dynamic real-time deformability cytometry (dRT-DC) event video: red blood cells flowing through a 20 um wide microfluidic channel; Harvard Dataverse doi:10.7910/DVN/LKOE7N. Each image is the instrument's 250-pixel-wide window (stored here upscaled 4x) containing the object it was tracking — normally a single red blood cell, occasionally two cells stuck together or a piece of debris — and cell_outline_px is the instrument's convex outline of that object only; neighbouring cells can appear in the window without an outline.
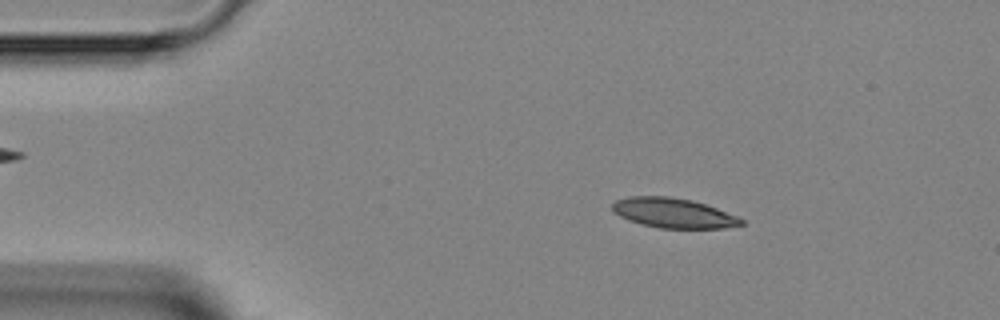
{"species": "Egyptian fruit bat (a non-hibernating species)", "species_latin": "Rousettus aegyptiacus", "temperature_condition": "room temperature", "stored_images_in_passage": 20, "camera_frame_rate_fps": 3000, "um_per_image_px": 0.085, "animal": {"sex": "female"}, "frame": {"image": 1, "passage_image": 2, "time_ms": 1.333, "image_size_px": [1000, 320], "cell_outline_px": [[744, 224], [724, 228], [660, 228], [640, 224], [628, 220], [612, 212], [612, 204], [616, 200], [628, 196], [668, 196], [692, 200], [716, 208], [736, 216], [744, 220]], "centroid_in_image_um": [57.19, 18.1], "position_along_channel_um": 27.8, "area_um2": 22.37}}
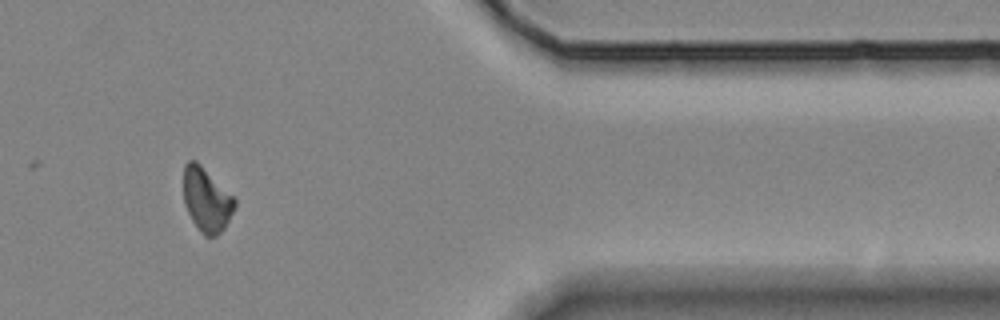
{"frame": {"image": 2, "passage_image": 18, "time_ms": 21.667, "image_size_px": [1000, 320], "cell_outline_px": [[236, 204], [224, 228], [216, 236], [204, 236], [200, 232], [192, 220], [184, 204], [184, 164], [188, 160], [196, 160], [236, 200]], "centroid_in_image_um": [17.53, 16.98], "position_along_channel_um": 393.9, "area_um2": 18.73}}
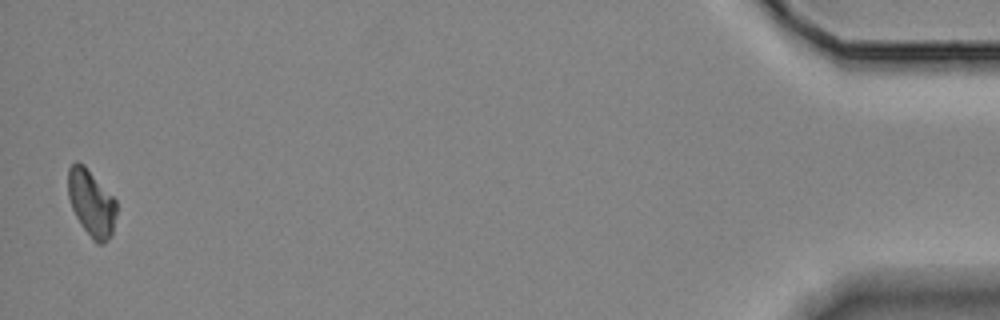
{"frame": {"image": 3, "passage_image": 20, "time_ms": 24.0, "image_size_px": [1000, 320], "cell_outline_px": [[116, 212], [112, 236], [104, 244], [96, 244], [92, 240], [80, 224], [72, 208], [68, 196], [68, 168], [76, 160], [84, 164], [116, 200]], "centroid_in_image_um": [7.76, 17.27], "position_along_channel_um": 427.4, "area_um2": 18.96}}